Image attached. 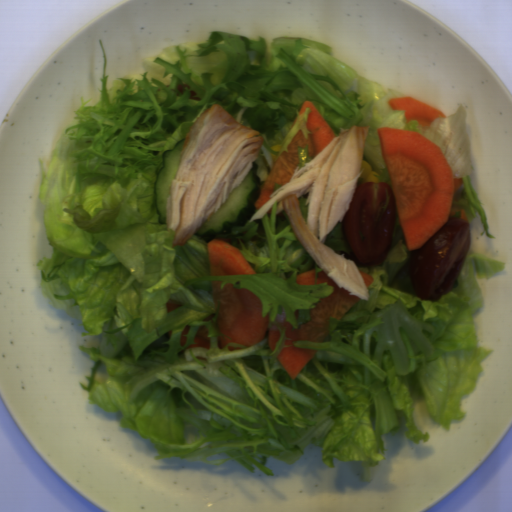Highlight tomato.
I'll return each mask as SVG.
<instances>
[{"label": "tomato", "mask_w": 512, "mask_h": 512, "mask_svg": "<svg viewBox=\"0 0 512 512\" xmlns=\"http://www.w3.org/2000/svg\"><path fill=\"white\" fill-rule=\"evenodd\" d=\"M397 214L394 193L386 182H362L355 187L343 225L360 263L377 266L388 258Z\"/></svg>", "instance_id": "512abeb7"}, {"label": "tomato", "mask_w": 512, "mask_h": 512, "mask_svg": "<svg viewBox=\"0 0 512 512\" xmlns=\"http://www.w3.org/2000/svg\"><path fill=\"white\" fill-rule=\"evenodd\" d=\"M471 248L467 219L448 217L445 224L418 248L408 269L420 301H437L450 294Z\"/></svg>", "instance_id": "da07e99c"}, {"label": "tomato", "mask_w": 512, "mask_h": 512, "mask_svg": "<svg viewBox=\"0 0 512 512\" xmlns=\"http://www.w3.org/2000/svg\"><path fill=\"white\" fill-rule=\"evenodd\" d=\"M195 95H196L195 91H192V90H191V91H190V97H189V99H190L191 101H201V99H202V98H201V97H198V96H195Z\"/></svg>", "instance_id": "590e3db6"}, {"label": "tomato", "mask_w": 512, "mask_h": 512, "mask_svg": "<svg viewBox=\"0 0 512 512\" xmlns=\"http://www.w3.org/2000/svg\"><path fill=\"white\" fill-rule=\"evenodd\" d=\"M176 88L178 89L180 94H183V87L181 84H178Z\"/></svg>", "instance_id": "269afe34"}]
</instances>
